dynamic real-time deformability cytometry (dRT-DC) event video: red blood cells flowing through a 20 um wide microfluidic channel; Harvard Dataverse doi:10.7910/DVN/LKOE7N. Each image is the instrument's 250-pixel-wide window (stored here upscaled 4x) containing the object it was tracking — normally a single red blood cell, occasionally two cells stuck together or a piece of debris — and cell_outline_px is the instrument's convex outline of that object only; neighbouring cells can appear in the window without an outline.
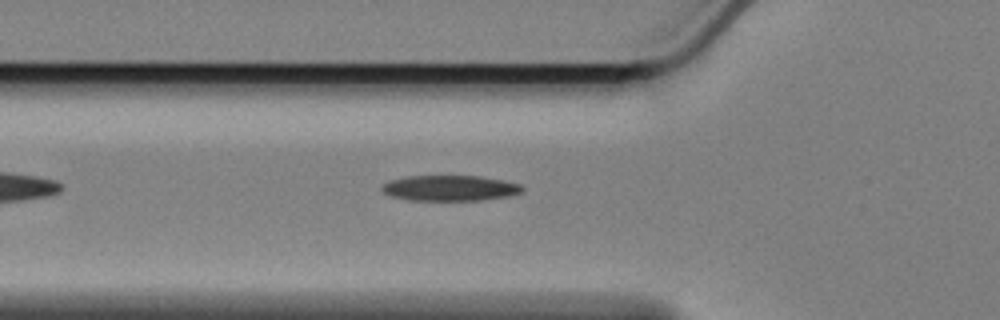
{"species": "Egyptian fruit bat (a non-hibernating species)", "species_latin": "Rousettus aegyptiacus", "temperature_condition": "cold", "stored_images_in_passage": 42, "camera_frame_rate_fps": 3000, "um_per_image_px": 0.085, "animal": {"sex": "female"}, "frame": {"image": 1, "passage_image": 8, "time_ms": 2.333, "image_size_px": [1000, 320], "cell_outline_px": [[524, 192], [512, 196], [484, 200], [408, 200], [392, 196], [384, 192], [380, 188], [384, 184], [392, 180], [408, 176], [476, 176], [500, 180], [520, 184], [524, 188]], "centroid_in_image_um": [38.3, 16.0], "position_along_channel_um": 87.5, "area_um2": 20.81}}
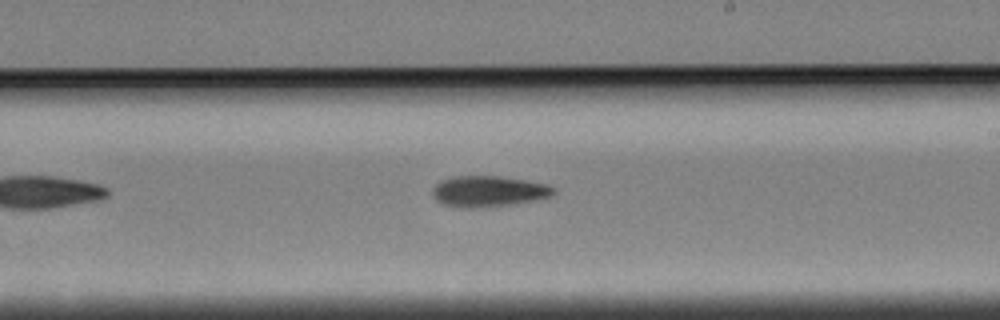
{"frame": {"image": 2, "passage_image": 22, "time_ms": 7.0, "image_size_px": [1000, 320], "cell_outline_px": [[556, 192], [552, 196], [536, 200], [488, 208], [460, 208], [444, 204], [436, 200], [432, 196], [432, 188], [436, 184], [444, 180], [456, 176], [496, 176], [524, 180], [544, 184], [556, 188]], "centroid_in_image_um": [41.52, 16.29], "position_along_channel_um": 247.5, "area_um2": 21.91}}
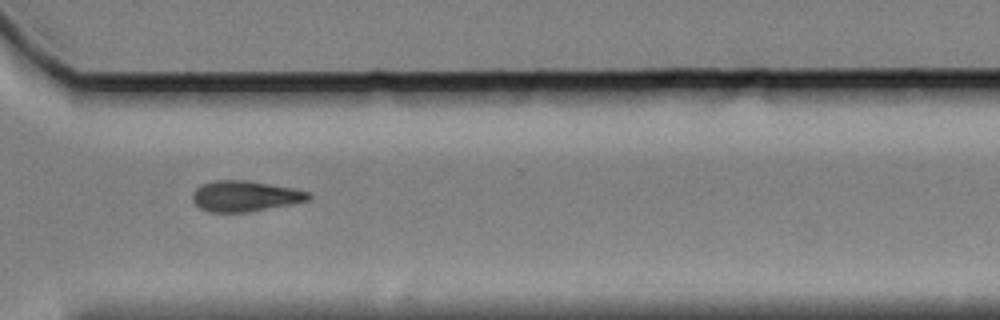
{"frame": {"image": 3, "passage_image": 31, "time_ms": 10.0, "image_size_px": [1000, 320], "cell_outline_px": [[312, 196], [308, 200], [248, 212], [208, 212], [200, 208], [192, 200], [192, 196], [196, 188], [204, 184], [216, 180], [248, 180], [308, 192]], "centroid_in_image_um": [20.76, 16.67], "position_along_channel_um": 349.8, "area_um2": 20.29}}